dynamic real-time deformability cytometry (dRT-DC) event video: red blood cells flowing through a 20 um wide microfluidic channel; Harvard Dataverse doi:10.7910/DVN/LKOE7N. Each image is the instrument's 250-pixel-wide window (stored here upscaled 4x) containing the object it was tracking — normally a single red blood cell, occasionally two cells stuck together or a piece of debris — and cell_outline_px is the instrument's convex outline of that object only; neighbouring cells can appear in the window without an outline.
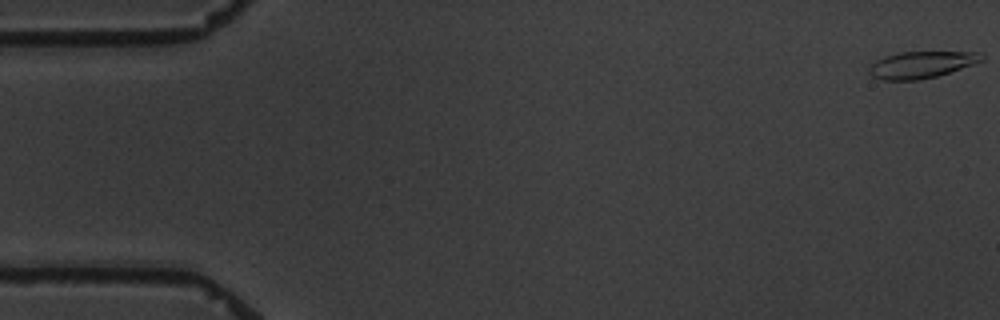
{"species": "common noctule bat (a hibernating species)", "species_latin": "Nyctalus noctula", "temperature_condition": "warm", "stored_images_in_passage": 6, "camera_frame_rate_fps": 3000, "um_per_image_px": 0.085, "animal": {"sex": "male", "body_mass_g": 19.5, "forearm_length_mm": 54.6}, "frame": {"image": 1, "passage_image": 1, "time_ms": 0.0, "image_size_px": [1000, 320], "cell_outline_px": [[984, 60], [936, 76], [920, 80], [880, 80], [872, 76], [868, 72], [868, 68], [876, 60], [884, 56], [900, 52], [980, 52], [984, 56]], "centroid_in_image_um": [78.27, 5.5], "position_along_channel_um": 6.7, "area_um2": 17.46}}
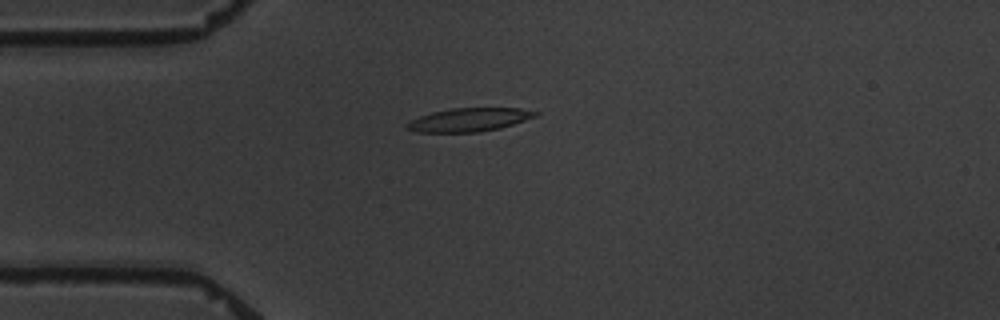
{"frame": {"image": 2, "passage_image": 4, "time_ms": 4.667, "image_size_px": [1000, 320], "cell_outline_px": [[540, 112], [536, 116], [500, 128], [480, 132], [416, 132], [404, 128], [404, 124], [420, 116], [432, 112], [452, 108], [520, 108]], "centroid_in_image_um": [39.84, 10.18], "position_along_channel_um": 45.2, "area_um2": 17.51}}
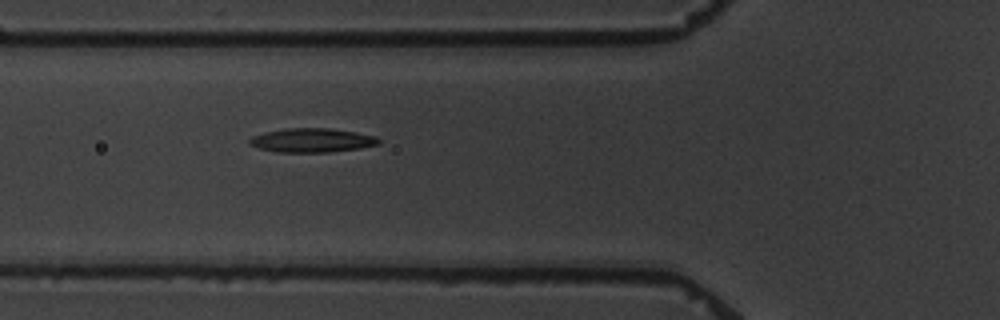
{"frame": {"image": 3, "passage_image": 6, "time_ms": 6.667, "image_size_px": [1000, 320], "cell_outline_px": [[380, 144], [360, 148], [328, 152], [276, 152], [260, 148], [252, 144], [248, 140], [252, 136], [264, 132], [288, 128], [328, 128], [356, 132], [376, 136], [380, 140]], "centroid_in_image_um": [26.54, 11.92], "position_along_channel_um": 99.3, "area_um2": 17.98}}